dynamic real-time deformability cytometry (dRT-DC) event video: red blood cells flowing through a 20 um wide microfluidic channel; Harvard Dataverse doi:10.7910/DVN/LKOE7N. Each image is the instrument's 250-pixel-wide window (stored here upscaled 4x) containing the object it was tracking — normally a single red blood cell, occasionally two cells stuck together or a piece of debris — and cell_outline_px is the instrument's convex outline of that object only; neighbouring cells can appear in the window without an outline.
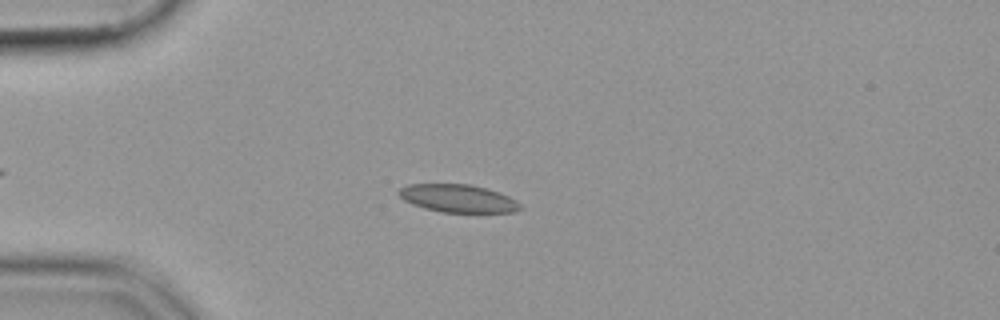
{"species": "common noctule bat (a hibernating species)", "species_latin": "Nyctalus noctula", "temperature_condition": "cold", "stored_images_in_passage": 38, "camera_frame_rate_fps": 3000, "um_per_image_px": 0.085, "animal": {"sex": "female", "body_mass_g": 19.9}, "frame": {"image": 1, "passage_image": 3, "time_ms": 0.667, "image_size_px": [1000, 320], "cell_outline_px": [[520, 208], [516, 212], [440, 212], [424, 208], [412, 204], [404, 200], [396, 192], [400, 188], [408, 184], [468, 184], [484, 188], [508, 196], [516, 200], [520, 204]], "centroid_in_image_um": [38.88, 16.86], "position_along_channel_um": 46.1, "area_um2": 19.54}}
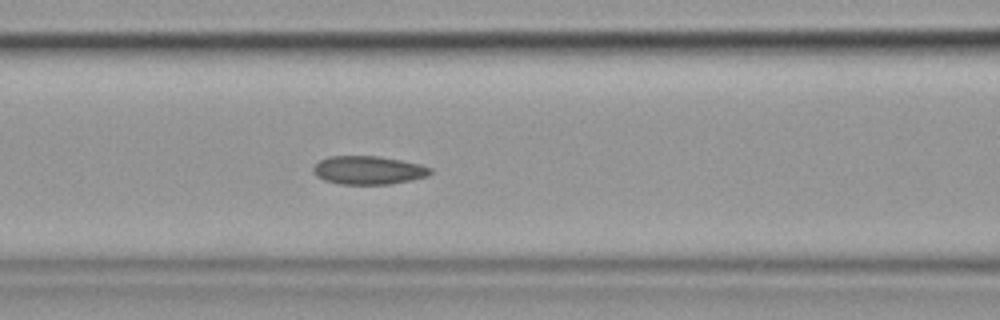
{"frame": {"image": 2, "passage_image": 12, "time_ms": 3.667, "image_size_px": [1000, 320], "cell_outline_px": [[432, 172], [428, 176], [412, 180], [392, 184], [340, 184], [324, 180], [316, 176], [312, 168], [320, 160], [328, 156], [380, 156], [420, 164], [432, 168]], "centroid_in_image_um": [31.33, 14.47], "position_along_channel_um": 135.3, "area_um2": 19.48}}
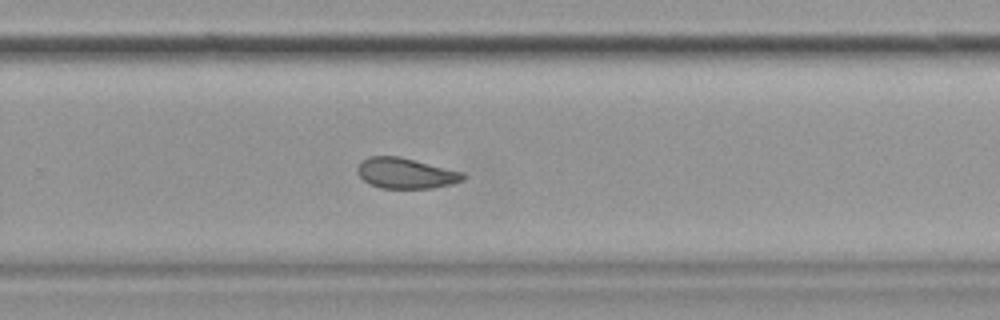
{"frame": {"image": 3, "passage_image": 25, "time_ms": 8.0, "image_size_px": [1000, 320], "cell_outline_px": [[464, 180], [452, 184], [432, 188], [380, 188], [368, 184], [356, 172], [356, 168], [360, 160], [368, 156], [400, 156], [464, 172]], "centroid_in_image_um": [34.45, 14.72], "position_along_channel_um": 295.3, "area_um2": 19.07}}